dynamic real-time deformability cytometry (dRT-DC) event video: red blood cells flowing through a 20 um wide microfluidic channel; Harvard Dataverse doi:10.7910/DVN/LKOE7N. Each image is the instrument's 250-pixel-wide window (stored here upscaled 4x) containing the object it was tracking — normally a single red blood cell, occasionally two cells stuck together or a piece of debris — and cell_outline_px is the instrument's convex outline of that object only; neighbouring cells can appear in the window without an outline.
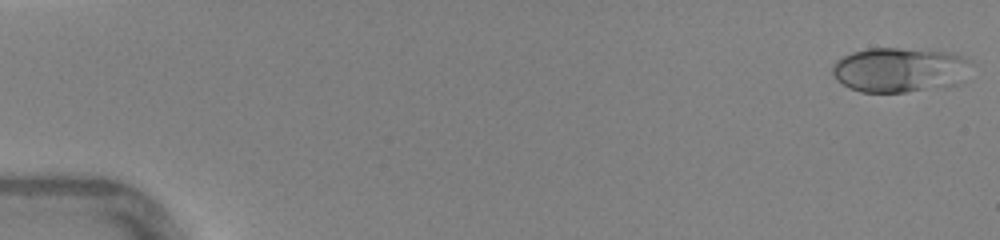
{"species": "human", "species_latin": "Homo sapiens", "temperature_condition": "warm", "stored_images_in_passage": 46, "camera_frame_rate_fps": 3000, "um_per_image_px": 0.085, "donor": {"sex": "female"}, "frame": {"image": 1, "passage_image": 1, "time_ms": 0.0, "image_size_px": [1000, 240], "cell_outline_px": [[972, 60], [964, 80], [960, 84], [948, 88], [904, 92], [860, 92], [836, 80], [832, 72], [832, 64], [836, 60], [852, 52], [868, 48], [896, 48], [956, 52]], "centroid_in_image_um": [76.55, 5.94], "position_along_channel_um": 8.5, "area_um2": 36.93}}
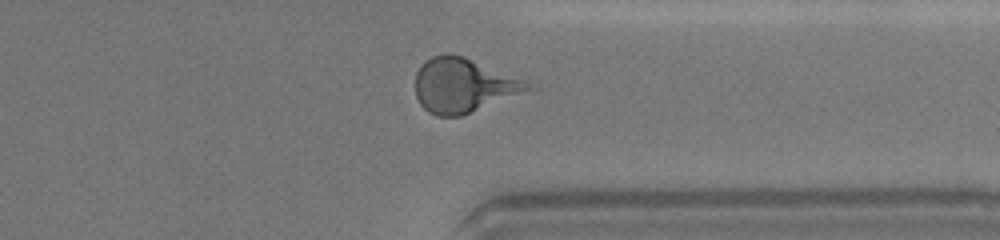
{"frame": {"image": 2, "passage_image": 36, "time_ms": 11.667, "image_size_px": [1000, 240], "cell_outline_px": [[536, 88], [460, 116], [436, 116], [428, 112], [420, 104], [416, 96], [416, 72], [420, 64], [424, 60], [432, 56], [448, 52], [464, 56], [524, 80]], "centroid_in_image_um": [39.35, 7.24], "position_along_channel_um": 372.1, "area_um2": 35.49}}
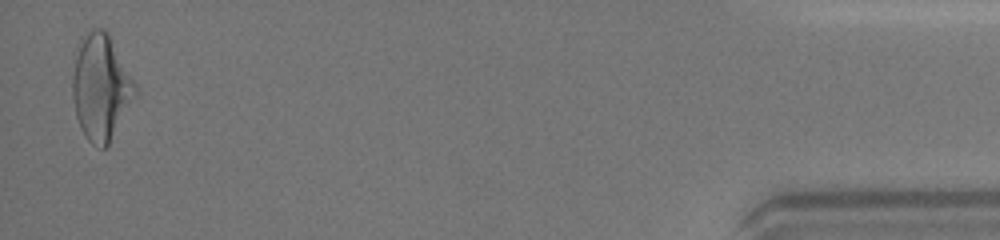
{"frame": {"image": 3, "passage_image": 45, "time_ms": 14.667, "image_size_px": [1000, 240], "cell_outline_px": [[136, 96], [108, 144], [104, 148], [100, 148], [92, 144], [88, 140], [80, 128], [76, 116], [72, 96], [72, 76], [76, 44], [84, 32], [88, 28], [104, 28], [108, 32], [136, 84]], "centroid_in_image_um": [8.54, 7.35], "position_along_channel_um": 426.7, "area_um2": 39.02}, "authors_computed_cell_mechanics": {"area_um2": 33.4373, "velocity_mm_per_s": 4.4224, "shape_relaxation_time_tau1_ms": 3.3533, "shape_relaxation_time_tau2_ms": null, "deformation_change_tau1": 0.1857, "deformation_change_tau2": null}}